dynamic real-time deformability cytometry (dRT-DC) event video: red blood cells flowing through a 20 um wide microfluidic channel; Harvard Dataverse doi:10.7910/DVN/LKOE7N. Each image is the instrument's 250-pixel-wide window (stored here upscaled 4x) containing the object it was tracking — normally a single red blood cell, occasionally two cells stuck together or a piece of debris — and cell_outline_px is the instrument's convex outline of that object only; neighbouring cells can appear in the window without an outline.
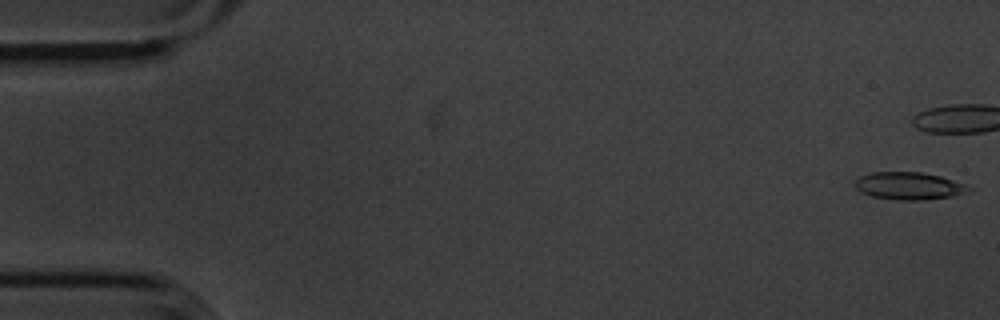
{"species": "common noctule bat (a hibernating species)", "species_latin": "Nyctalus noctula", "temperature_condition": "cold", "stored_images_in_passage": 43, "camera_frame_rate_fps": 3000, "um_per_image_px": 0.085, "animal": {"sex": "male", "body_mass_g": 20.1, "forearm_length_mm": 53.5}, "frame": {"image": 1, "passage_image": 1, "time_ms": 0.0, "image_size_px": [1000, 320], "cell_outline_px": [[972, 192], [956, 196], [924, 200], [896, 200], [872, 196], [860, 192], [856, 188], [856, 180], [860, 176], [872, 172], [920, 172], [940, 176], [964, 184], [972, 188]], "centroid_in_image_um": [77.31, 15.81], "position_along_channel_um": 7.7, "area_um2": 18.32}}
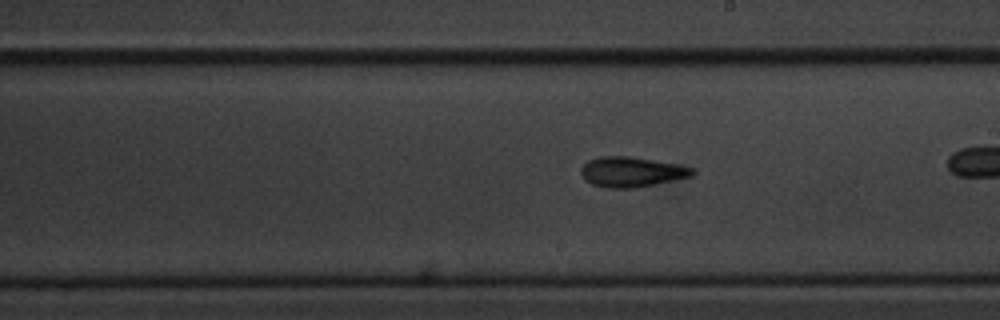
{"frame": {"image": 2, "passage_image": 31, "time_ms": 10.0, "image_size_px": [1000, 320], "cell_outline_px": [[696, 172], [692, 176], [656, 184], [636, 188], [608, 188], [592, 184], [584, 180], [580, 172], [580, 168], [588, 160], [600, 156], [628, 156], [680, 164], [696, 168]], "centroid_in_image_um": [53.7, 14.61], "position_along_channel_um": 235.3, "area_um2": 19.83}}
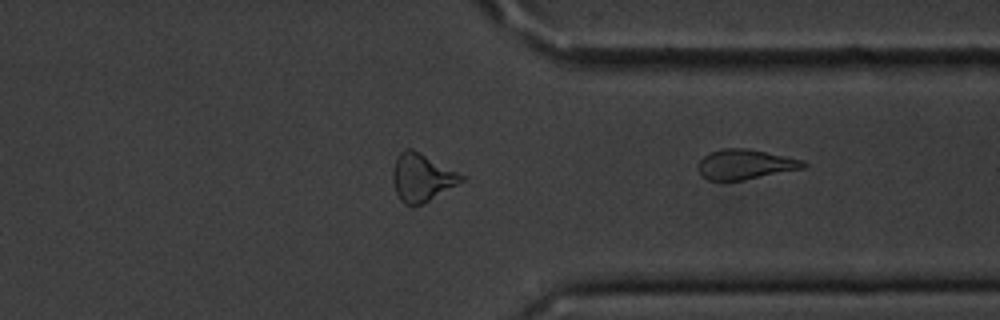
{"frame": {"image": 3, "passage_image": 43, "time_ms": 14.0, "image_size_px": [1000, 320], "cell_outline_px": [[808, 164], [804, 168], [744, 180], [708, 180], [700, 172], [700, 160], [704, 156], [712, 152], [724, 148], [748, 148], [800, 160]], "centroid_in_image_um": [63.35, 13.97], "position_along_channel_um": 348.0, "area_um2": 17.86}}